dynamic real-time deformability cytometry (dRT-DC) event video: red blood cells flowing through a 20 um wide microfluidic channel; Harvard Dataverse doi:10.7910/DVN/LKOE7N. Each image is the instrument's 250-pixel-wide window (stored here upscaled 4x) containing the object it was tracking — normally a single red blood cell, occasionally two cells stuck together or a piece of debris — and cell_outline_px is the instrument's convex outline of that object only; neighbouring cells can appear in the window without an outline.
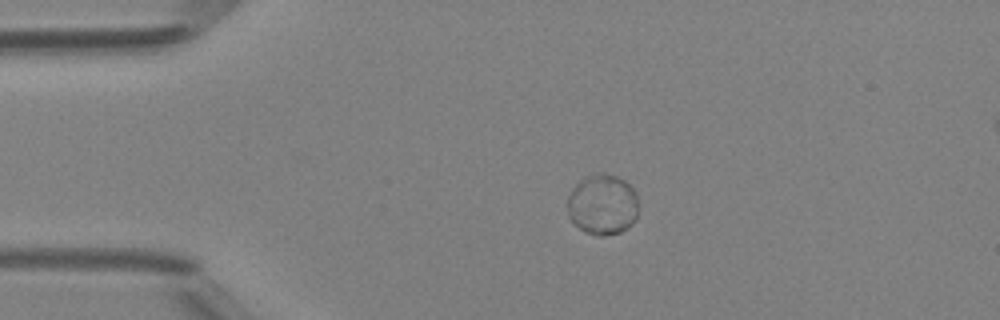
{"species": "Egyptian fruit bat (a non-hibernating species)", "species_latin": "Rousettus aegyptiacus", "temperature_condition": "room temperature", "stored_images_in_passage": 40, "camera_frame_rate_fps": 3000, "um_per_image_px": 0.085, "animal": {"sex": "female"}, "frame": {"image": 1, "passage_image": 1, "time_ms": 0.0, "image_size_px": [1000, 320], "cell_outline_px": [[636, 216], [632, 224], [620, 232], [600, 236], [584, 232], [568, 216], [568, 196], [572, 188], [584, 176], [600, 172], [604, 172], [616, 176], [624, 180], [636, 192]], "centroid_in_image_um": [51.19, 17.36], "position_along_channel_um": 33.8, "area_um2": 24.97}}
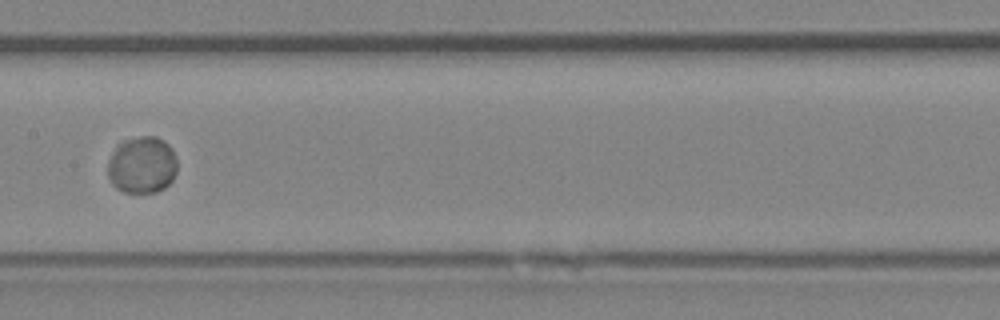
{"frame": {"image": 2, "passage_image": 16, "time_ms": 5.0, "image_size_px": [1000, 320], "cell_outline_px": [[176, 172], [172, 180], [164, 188], [156, 192], [124, 192], [116, 188], [112, 184], [108, 176], [108, 160], [116, 144], [124, 140], [140, 136], [156, 136], [164, 140], [172, 148], [176, 156]], "centroid_in_image_um": [12.07, 14.0], "position_along_channel_um": 195.3, "area_um2": 23.29}}
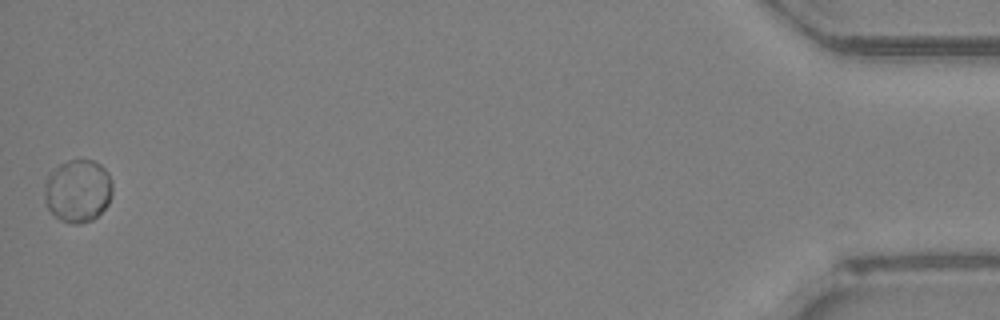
{"frame": {"image": 3, "passage_image": 40, "time_ms": 13.0, "image_size_px": [1000, 320], "cell_outline_px": [[112, 192], [108, 204], [92, 220], [80, 224], [72, 224], [60, 220], [48, 208], [44, 200], [44, 188], [48, 176], [60, 164], [68, 160], [92, 160], [100, 164], [108, 172], [112, 180]], "centroid_in_image_um": [6.63, 16.22], "position_along_channel_um": 428.6, "area_um2": 24.85}, "authors_computed_cell_mechanics": {"area_um2": 23.9003, "velocity_mm_per_s": 4.0852, "shape_relaxation_time_tau1_ms": 3.6363, "shape_relaxation_time_tau2_ms": null, "deformation_change_tau1": 0.015, "deformation_change_tau2": null}}